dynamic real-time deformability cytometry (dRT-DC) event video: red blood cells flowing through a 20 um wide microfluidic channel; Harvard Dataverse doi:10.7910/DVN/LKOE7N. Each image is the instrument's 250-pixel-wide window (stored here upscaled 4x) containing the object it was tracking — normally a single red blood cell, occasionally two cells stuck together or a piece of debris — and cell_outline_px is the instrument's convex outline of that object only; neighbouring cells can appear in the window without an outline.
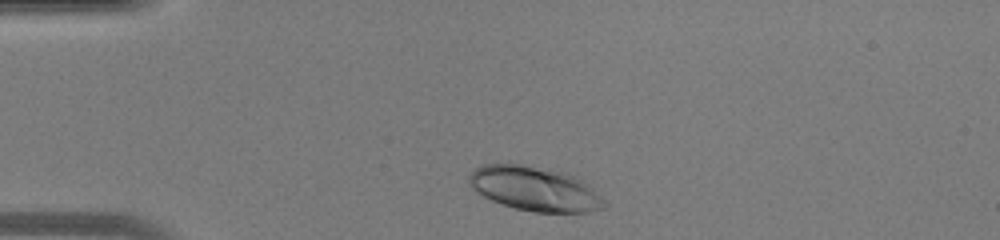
{"species": "human", "species_latin": "Homo sapiens", "temperature_condition": "warm", "stored_images_in_passage": 29, "camera_frame_rate_fps": 3000, "um_per_image_px": 0.085, "donor": {"sex": "male"}, "frame": {"image": 1, "passage_image": 2, "time_ms": 0.333, "image_size_px": [1000, 240], "cell_outline_px": [[608, 204], [604, 208], [588, 212], [536, 212], [516, 208], [492, 200], [476, 192], [472, 188], [468, 180], [468, 176], [480, 164], [508, 160], [564, 172], [576, 176], [604, 200]], "centroid_in_image_um": [45.39, 15.99], "position_along_channel_um": 39.6, "area_um2": 35.43}}
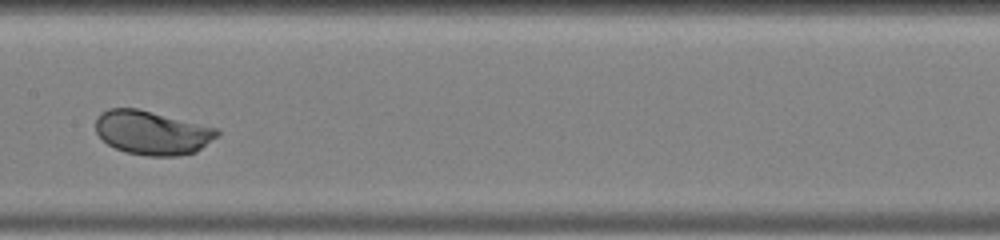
{"frame": {"image": 2, "passage_image": 15, "time_ms": 4.667, "image_size_px": [1000, 240], "cell_outline_px": [[220, 136], [196, 152], [176, 156], [148, 156], [128, 152], [116, 148], [108, 144], [96, 132], [96, 116], [100, 112], [108, 108], [136, 108], [220, 128]], "centroid_in_image_um": [12.98, 11.27], "position_along_channel_um": 194.4, "area_um2": 31.33}}
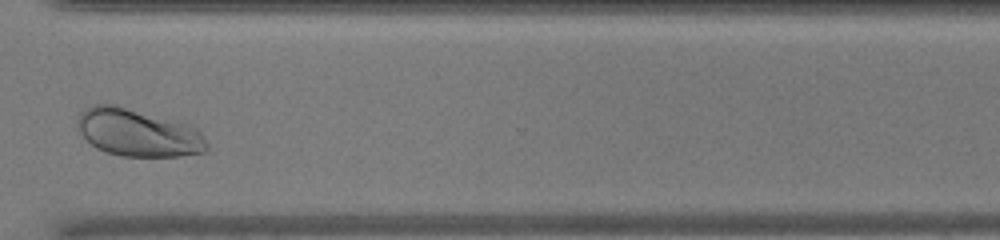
{"frame": {"image": 3, "passage_image": 26, "time_ms": 8.333, "image_size_px": [1000, 240], "cell_outline_px": [[208, 148], [204, 152], [180, 156], [120, 156], [96, 148], [80, 132], [76, 124], [76, 120], [80, 112], [84, 108], [92, 104], [112, 104], [184, 124], [196, 128], [200, 132], [208, 144]], "centroid_in_image_um": [11.68, 11.29], "position_along_channel_um": 358.9, "area_um2": 35.26}}